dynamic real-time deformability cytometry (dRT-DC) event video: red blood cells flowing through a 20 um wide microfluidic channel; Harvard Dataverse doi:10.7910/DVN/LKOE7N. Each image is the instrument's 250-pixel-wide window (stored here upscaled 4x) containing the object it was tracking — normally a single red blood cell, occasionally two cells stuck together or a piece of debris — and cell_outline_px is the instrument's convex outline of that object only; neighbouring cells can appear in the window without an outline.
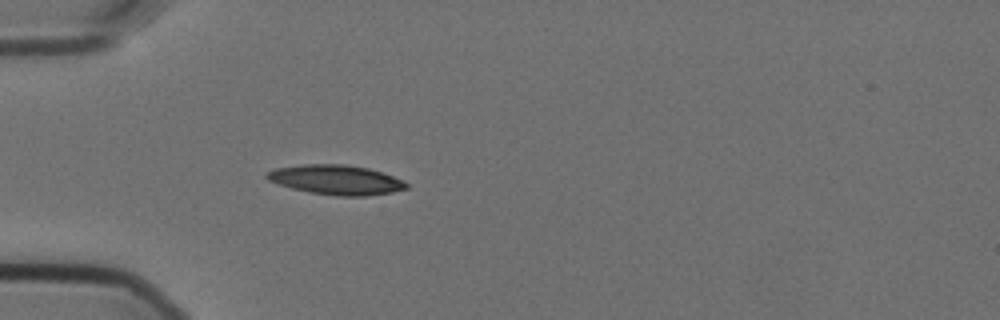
{"species": "Egyptian fruit bat (a non-hibernating species)", "species_latin": "Rousettus aegyptiacus", "temperature_condition": "cold", "stored_images_in_passage": 41, "camera_frame_rate_fps": 3000, "um_per_image_px": 0.085, "animal": {"sex": "female"}, "frame": {"image": 1, "passage_image": 1, "time_ms": 0.0, "image_size_px": [1000, 320], "cell_outline_px": [[408, 188], [392, 192], [368, 196], [336, 196], [308, 192], [292, 188], [268, 180], [264, 176], [268, 172], [276, 168], [304, 164], [344, 164], [368, 168], [404, 180], [408, 184]], "centroid_in_image_um": [28.58, 15.29], "position_along_channel_um": 56.4, "area_um2": 24.04}}
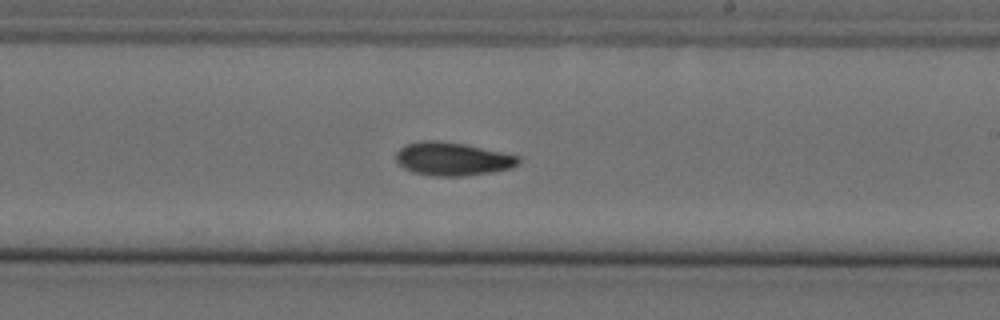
{"frame": {"image": 2, "passage_image": 18, "time_ms": 5.667, "image_size_px": [1000, 320], "cell_outline_px": [[520, 164], [512, 168], [492, 172], [464, 176], [432, 176], [412, 172], [404, 168], [396, 160], [396, 152], [404, 144], [420, 140], [436, 140], [464, 144], [520, 156]], "centroid_in_image_um": [38.45, 13.51], "position_along_channel_um": 250.5, "area_um2": 23.93}}
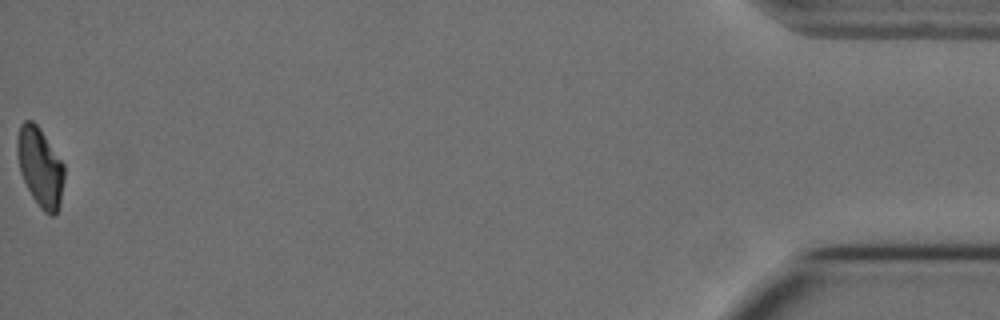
{"frame": {"image": 3, "passage_image": 41, "time_ms": 13.333, "image_size_px": [1000, 320], "cell_outline_px": [[64, 180], [60, 208], [56, 216], [48, 216], [40, 208], [32, 196], [20, 172], [16, 152], [16, 140], [20, 124], [24, 120], [32, 120], [40, 128], [64, 164]], "centroid_in_image_um": [3.42, 14.22], "position_along_channel_um": 431.8, "area_um2": 22.02}, "authors_computed_cell_mechanics": {"area_um2": 22.9466, "velocity_mm_per_s": 3.5698, "shape_relaxation_time_tau1_ms": 7.6848, "shape_relaxation_time_tau2_ms": null, "deformation_change_tau1": 0.1707, "deformation_change_tau2": null}}